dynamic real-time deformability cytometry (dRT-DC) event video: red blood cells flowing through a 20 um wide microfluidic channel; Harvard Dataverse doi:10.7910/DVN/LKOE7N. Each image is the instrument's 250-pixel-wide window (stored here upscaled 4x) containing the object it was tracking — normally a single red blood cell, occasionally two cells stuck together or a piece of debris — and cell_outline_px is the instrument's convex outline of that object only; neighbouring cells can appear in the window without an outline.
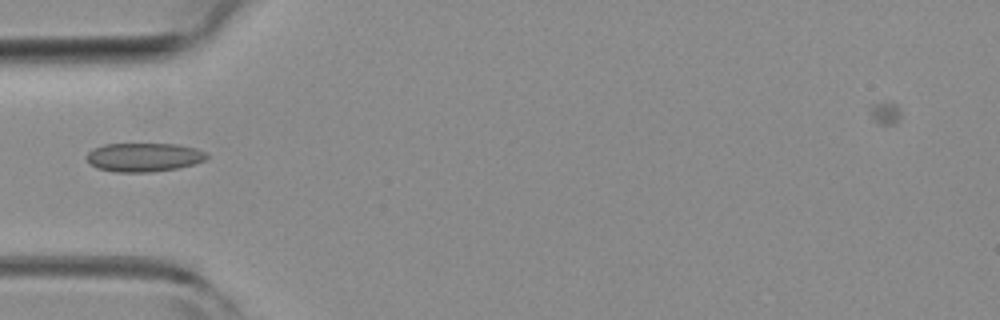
{"species": "common noctule bat (a hibernating species)", "species_latin": "Nyctalus noctula", "temperature_condition": "room temperature", "stored_images_in_passage": 5, "camera_frame_rate_fps": 3000, "um_per_image_px": 0.085, "animal": {"sex": "female", "body_mass_g": 19.3, "forearm_length_mm": 54.1}, "frame": {"image": 1, "passage_image": 5, "time_ms": 1.333, "image_size_px": [1000, 320], "cell_outline_px": [[208, 156], [204, 160], [192, 164], [176, 168], [152, 172], [116, 172], [96, 168], [88, 160], [88, 152], [92, 148], [104, 144], [176, 144], [196, 148], [204, 152]], "centroid_in_image_um": [12.2, 13.36], "position_along_channel_um": 72.8, "area_um2": 19.94}}